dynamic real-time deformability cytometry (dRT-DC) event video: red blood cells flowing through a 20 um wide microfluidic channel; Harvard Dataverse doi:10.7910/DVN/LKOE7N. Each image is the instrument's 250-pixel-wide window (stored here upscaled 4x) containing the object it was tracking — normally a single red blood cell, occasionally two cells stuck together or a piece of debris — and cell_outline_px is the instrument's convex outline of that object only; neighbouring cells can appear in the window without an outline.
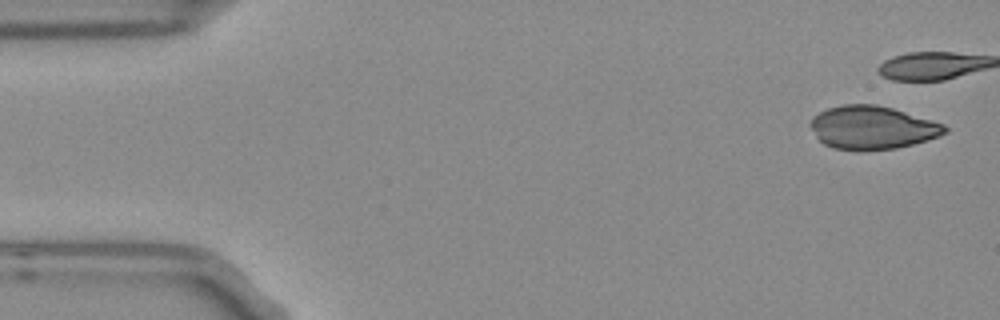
{"species": "Egyptian fruit bat (a non-hibernating species)", "species_latin": "Rousettus aegyptiacus", "temperature_condition": "room temperature", "stored_images_in_passage": 6, "camera_frame_rate_fps": 3000, "um_per_image_px": 0.085, "frame": {"image": 1, "passage_image": 1, "time_ms": 0.0, "image_size_px": [1000, 320], "cell_outline_px": [[948, 132], [940, 136], [928, 140], [896, 148], [832, 148], [824, 144], [816, 136], [808, 124], [812, 116], [828, 108], [844, 104], [876, 104], [892, 108], [944, 124], [948, 128]], "centroid_in_image_um": [74.14, 10.81], "position_along_channel_um": 10.9, "area_um2": 33.29}}
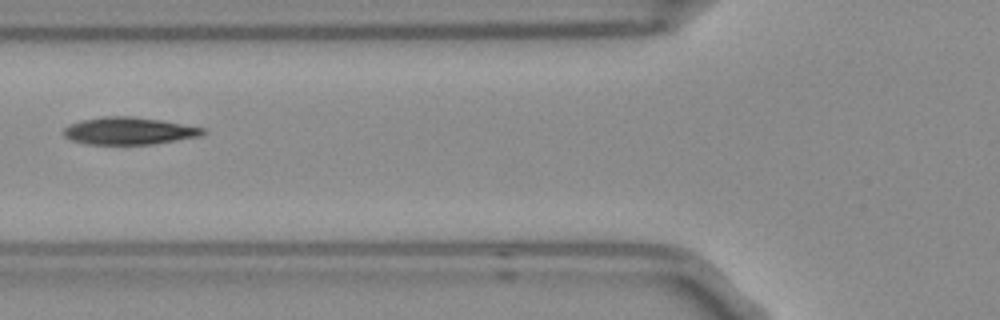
{"frame": {"image": 2, "passage_image": 6, "time_ms": 1.667, "image_size_px": [1000, 320], "cell_outline_px": [[208, 132], [200, 136], [152, 144], [88, 144], [72, 140], [64, 136], [64, 128], [68, 124], [80, 120], [104, 116], [132, 116], [160, 120], [204, 128]], "centroid_in_image_um": [10.94, 11.12], "position_along_channel_um": 114.9, "area_um2": 22.08}}